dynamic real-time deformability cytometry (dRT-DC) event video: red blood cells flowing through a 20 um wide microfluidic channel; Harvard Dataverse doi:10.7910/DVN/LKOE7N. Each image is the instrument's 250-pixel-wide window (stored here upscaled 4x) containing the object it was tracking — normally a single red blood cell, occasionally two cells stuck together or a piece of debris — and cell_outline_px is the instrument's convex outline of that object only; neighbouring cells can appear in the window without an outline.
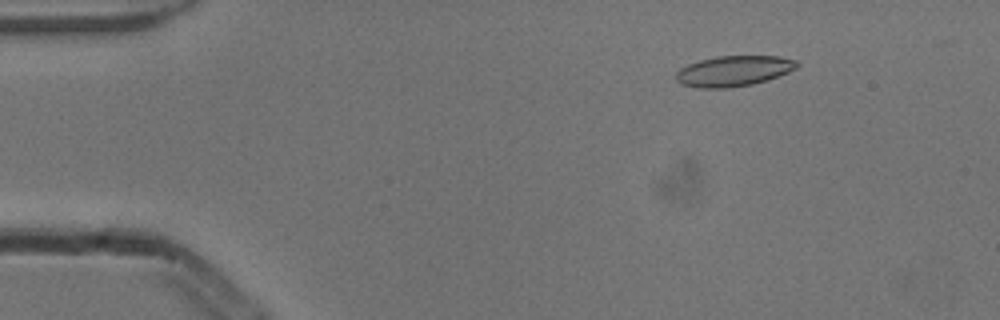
{"species": "common noctule bat (a hibernating species)", "species_latin": "Nyctalus noctula", "temperature_condition": "cold", "stored_images_in_passage": 27, "camera_frame_rate_fps": 3000, "um_per_image_px": 0.085, "animal": {"sex": "male", "body_mass_g": 13.3}, "frame": {"image": 1, "passage_image": 8, "time_ms": 2.333, "image_size_px": [1000, 320], "cell_outline_px": [[800, 64], [796, 68], [788, 72], [768, 80], [752, 84], [724, 88], [700, 88], [680, 84], [676, 80], [676, 72], [680, 68], [688, 64], [700, 60], [716, 56], [780, 56], [796, 60]], "centroid_in_image_um": [62.36, 6.03], "position_along_channel_um": 22.6, "area_um2": 21.56}}
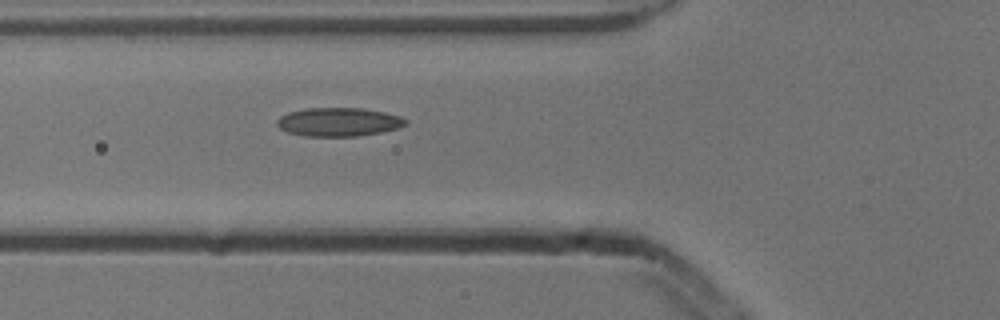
{"frame": {"image": 2, "passage_image": 20, "time_ms": 6.333, "image_size_px": [1000, 320], "cell_outline_px": [[408, 124], [400, 128], [380, 132], [356, 136], [304, 136], [288, 132], [280, 128], [276, 124], [276, 120], [280, 116], [288, 112], [308, 108], [364, 108], [384, 112], [400, 116], [408, 120]], "centroid_in_image_um": [28.8, 10.36], "position_along_channel_um": 97.0, "area_um2": 21.56}}
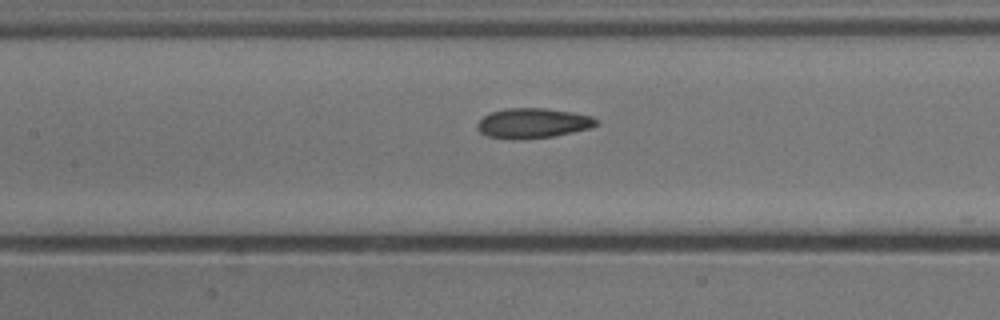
{"frame": {"image": 3, "passage_image": 25, "time_ms": 8.0, "image_size_px": [1000, 320], "cell_outline_px": [[600, 124], [592, 128], [552, 136], [520, 140], [512, 140], [488, 136], [480, 132], [476, 128], [476, 124], [488, 112], [504, 108], [548, 108], [572, 112], [592, 116], [600, 120]], "centroid_in_image_um": [45.31, 10.46], "position_along_channel_um": 162.1, "area_um2": 21.21}}